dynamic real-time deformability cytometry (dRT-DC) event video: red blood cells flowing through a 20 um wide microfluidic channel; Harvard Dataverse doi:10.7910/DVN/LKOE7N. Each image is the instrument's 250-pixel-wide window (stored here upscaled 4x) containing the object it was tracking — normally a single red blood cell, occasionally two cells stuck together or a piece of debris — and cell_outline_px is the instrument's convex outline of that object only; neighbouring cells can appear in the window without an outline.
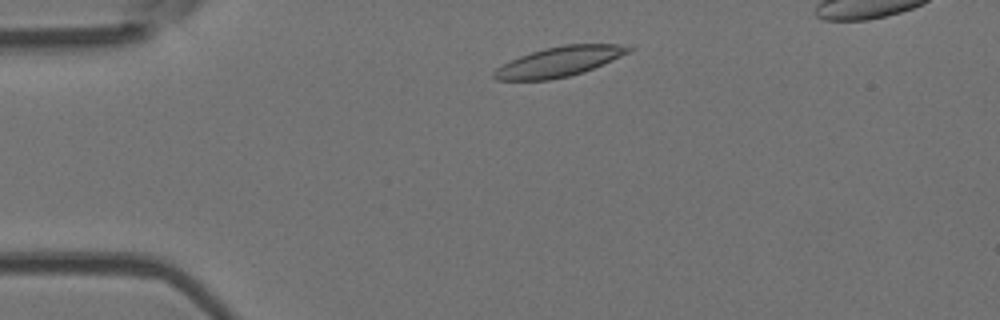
{"species": "Egyptian fruit bat (a non-hibernating species)", "species_latin": "Rousettus aegyptiacus", "temperature_condition": "room temperature", "stored_images_in_passage": 36, "camera_frame_rate_fps": 3000, "um_per_image_px": 0.085, "animal": {"sex": "female"}, "frame": {"image": 1, "passage_image": 5, "time_ms": 1.333, "image_size_px": [1000, 320], "cell_outline_px": [[632, 48], [628, 52], [612, 60], [584, 72], [568, 76], [548, 80], [496, 80], [492, 76], [492, 72], [496, 68], [520, 56], [544, 48], [564, 44], [620, 44]], "centroid_in_image_um": [47.5, 5.24], "position_along_channel_um": 37.5, "area_um2": 23.18}}
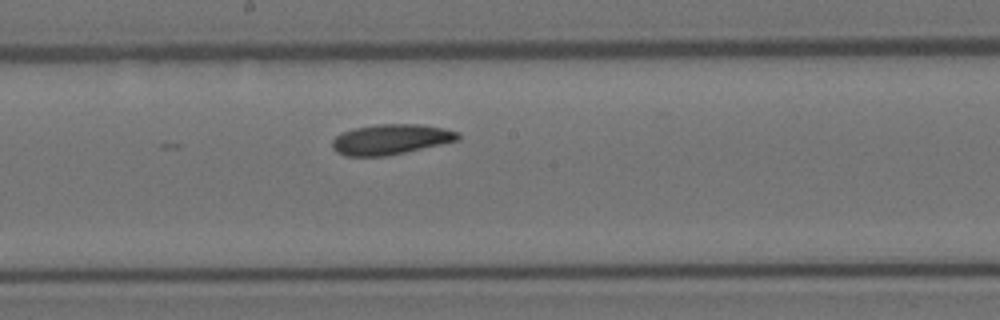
{"frame": {"image": 2, "passage_image": 21, "time_ms": 6.667, "image_size_px": [1000, 320], "cell_outline_px": [[460, 140], [404, 152], [384, 156], [344, 156], [336, 152], [332, 148], [332, 140], [336, 136], [352, 128], [376, 124], [420, 124], [444, 128], [456, 132], [460, 136]], "centroid_in_image_um": [33.18, 11.84], "position_along_channel_um": 215.0, "area_um2": 22.14}}
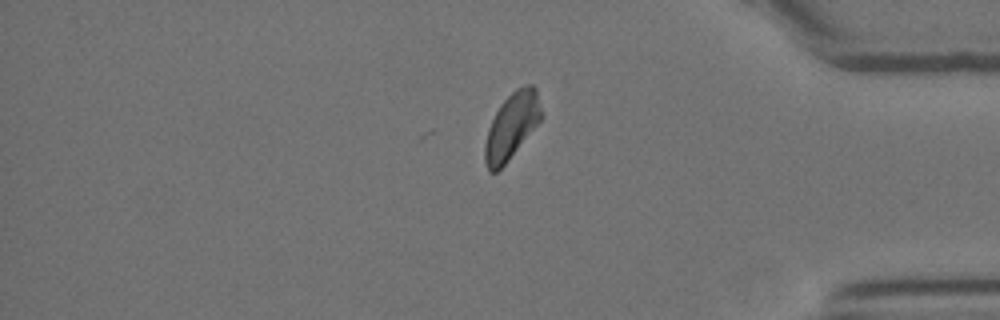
{"frame": {"image": 3, "passage_image": 36, "time_ms": 11.667, "image_size_px": [1000, 320], "cell_outline_px": [[540, 120], [508, 160], [496, 172], [488, 172], [484, 160], [484, 144], [488, 128], [500, 104], [516, 88], [524, 84], [532, 84], [536, 88], [540, 108]], "centroid_in_image_um": [43.45, 10.71], "position_along_channel_um": 391.8, "area_um2": 21.27}, "authors_computed_cell_mechanics": {"area_um2": 22.3686, "velocity_mm_per_s": 4.0003, "shape_relaxation_time_tau1_ms": 5.2601, "shape_relaxation_time_tau2_ms": 8.3893, "deformation_change_tau1": 0.114, "deformation_change_tau2": 0.1561}}